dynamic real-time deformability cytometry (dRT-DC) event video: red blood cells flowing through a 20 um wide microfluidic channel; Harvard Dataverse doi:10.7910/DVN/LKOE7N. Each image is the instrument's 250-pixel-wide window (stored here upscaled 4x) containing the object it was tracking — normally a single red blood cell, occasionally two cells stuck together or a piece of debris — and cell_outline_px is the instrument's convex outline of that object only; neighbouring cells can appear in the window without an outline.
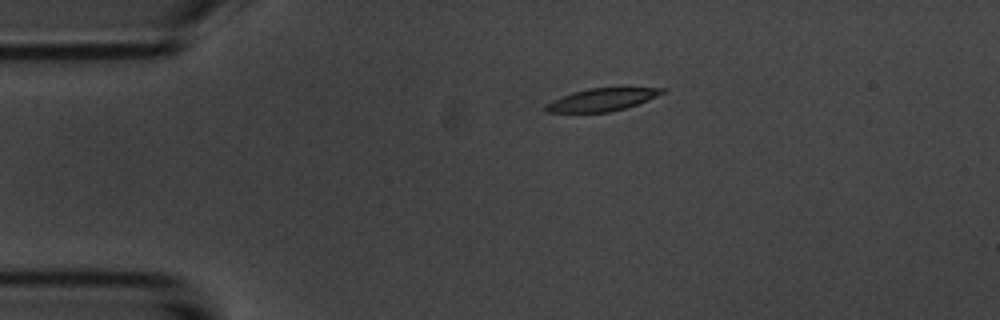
{"species": "common noctule bat (a hibernating species)", "species_latin": "Nyctalus noctula", "temperature_condition": "room temperature", "stored_images_in_passage": 4, "camera_frame_rate_fps": 3000, "um_per_image_px": 0.085, "animal": {"sex": "male", "body_mass_g": 20.1, "forearm_length_mm": 53.5}, "frame": {"image": 1, "passage_image": 1, "time_ms": 0.0, "image_size_px": [1000, 320], "cell_outline_px": [[668, 88], [664, 92], [648, 100], [624, 108], [608, 112], [544, 112], [544, 108], [552, 100], [572, 92], [588, 88]], "centroid_in_image_um": [51.14, 8.47], "position_along_channel_um": 33.9, "area_um2": 15.09}}
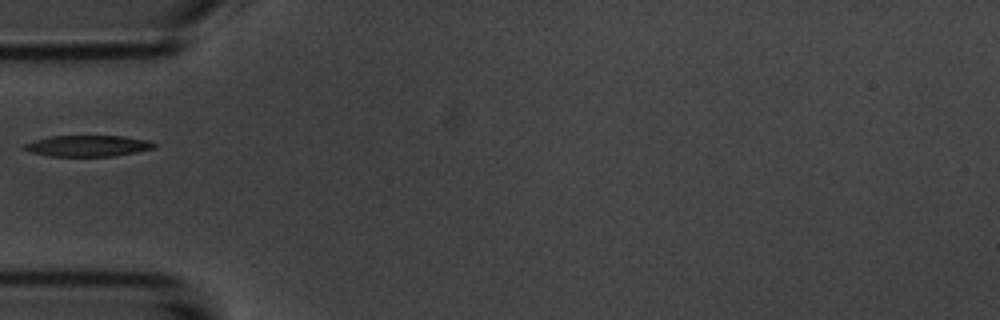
{"frame": {"image": 2, "passage_image": 3, "time_ms": 2.333, "image_size_px": [1000, 320], "cell_outline_px": [[156, 148], [136, 152], [112, 156], [48, 156], [32, 152], [20, 148], [24, 144], [36, 140], [52, 136], [120, 136], [148, 140], [156, 144]], "centroid_in_image_um": [7.46, 12.4], "position_along_channel_um": 77.5, "area_um2": 15.9}}